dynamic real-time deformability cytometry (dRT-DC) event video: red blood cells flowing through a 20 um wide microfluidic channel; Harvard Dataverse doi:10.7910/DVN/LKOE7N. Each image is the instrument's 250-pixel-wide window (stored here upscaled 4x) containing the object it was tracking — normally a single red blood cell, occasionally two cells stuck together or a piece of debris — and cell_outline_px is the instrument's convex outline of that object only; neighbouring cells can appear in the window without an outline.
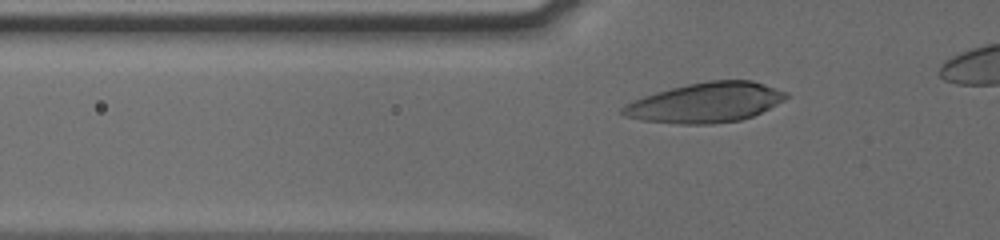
{"species": "human", "species_latin": "Homo sapiens", "temperature_condition": "cold", "stored_images_in_passage": 38, "camera_frame_rate_fps": 3000, "um_per_image_px": 0.085, "donor": {"sex": "male"}, "frame": {"image": 1, "passage_image": 8, "time_ms": 2.333, "image_size_px": [1000, 240], "cell_outline_px": [[788, 96], [784, 100], [752, 116], [740, 120], [712, 124], [680, 124], [644, 120], [624, 116], [620, 112], [620, 108], [624, 104], [644, 96], [656, 92], [688, 84], [708, 80], [752, 80], [788, 92]], "centroid_in_image_um": [59.96, 8.71], "position_along_channel_um": 65.8, "area_um2": 37.8}}
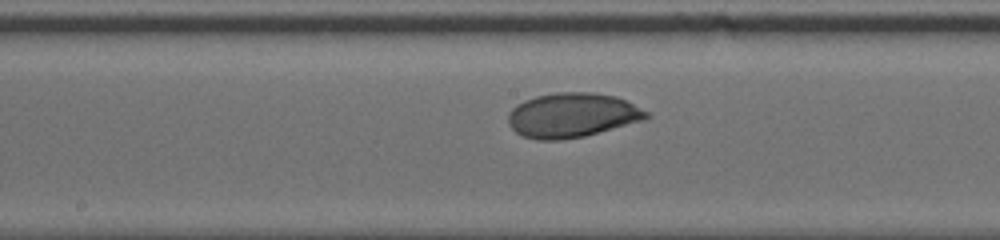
{"frame": {"image": 2, "passage_image": 19, "time_ms": 6.0, "image_size_px": [1000, 240], "cell_outline_px": [[652, 116], [648, 120], [584, 136], [560, 140], [536, 140], [524, 136], [516, 132], [508, 124], [508, 112], [516, 104], [524, 100], [536, 96], [556, 92], [592, 92], [616, 96], [648, 112]], "centroid_in_image_um": [48.65, 9.79], "position_along_channel_um": 199.6, "area_um2": 36.13}}
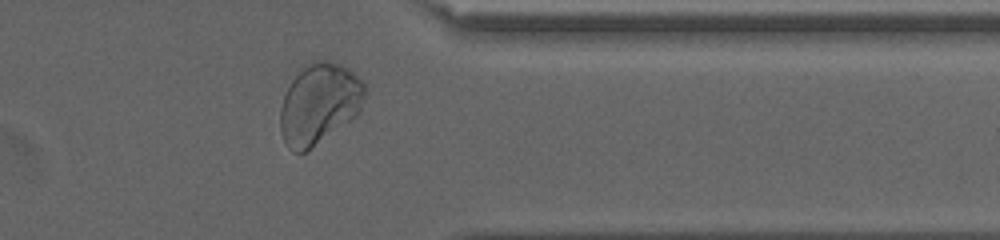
{"frame": {"image": 3, "passage_image": 34, "time_ms": 11.0, "image_size_px": [1000, 240], "cell_outline_px": [[364, 96], [360, 112], [356, 116], [304, 152], [292, 152], [288, 148], [284, 140], [280, 128], [280, 108], [284, 96], [292, 80], [304, 68], [320, 60], [328, 60], [340, 64], [348, 68], [364, 84]], "centroid_in_image_um": [27.13, 8.83], "position_along_channel_um": 384.3, "area_um2": 38.9}}